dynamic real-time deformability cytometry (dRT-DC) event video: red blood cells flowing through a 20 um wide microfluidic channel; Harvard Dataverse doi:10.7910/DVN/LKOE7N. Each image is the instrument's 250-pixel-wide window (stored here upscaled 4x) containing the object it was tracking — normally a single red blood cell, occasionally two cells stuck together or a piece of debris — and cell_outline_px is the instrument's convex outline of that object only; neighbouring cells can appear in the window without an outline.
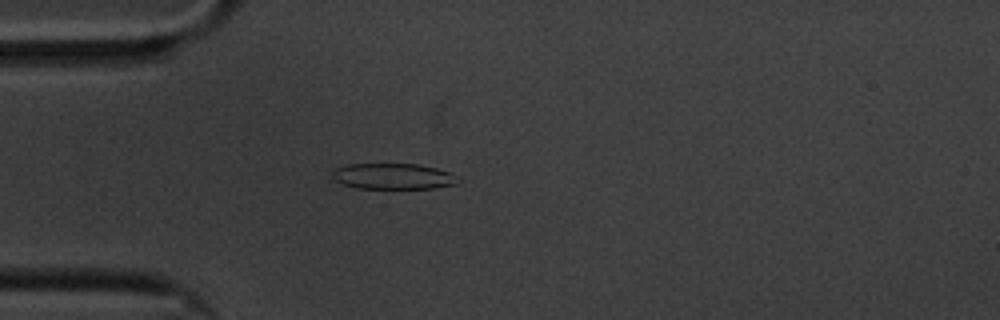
{"species": "common noctule bat (a hibernating species)", "species_latin": "Nyctalus noctula", "temperature_condition": "cold", "stored_images_in_passage": 58, "camera_frame_rate_fps": 3000, "um_per_image_px": 0.085, "animal": {"sex": "male", "body_mass_g": 20.1, "forearm_length_mm": 53.5}, "frame": {"image": 1, "passage_image": 15, "time_ms": 4.667, "image_size_px": [1000, 320], "cell_outline_px": [[460, 180], [456, 184], [432, 188], [356, 188], [344, 184], [336, 180], [332, 176], [332, 168], [348, 164], [420, 164], [436, 168], [460, 176]], "centroid_in_image_um": [33.43, 14.98], "position_along_channel_um": 51.6, "area_um2": 19.02}}
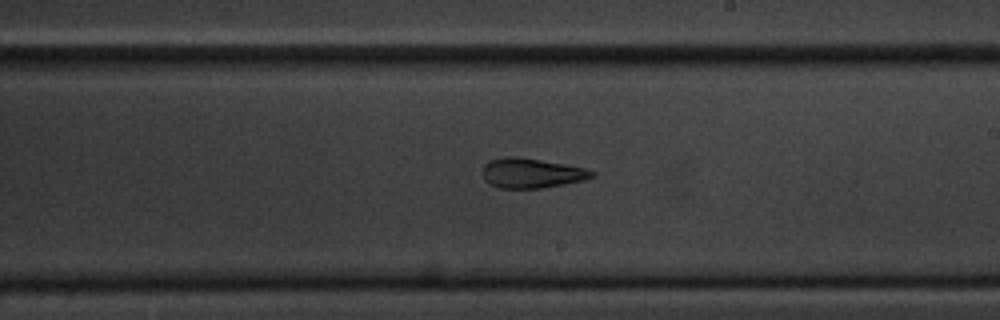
{"frame": {"image": 2, "passage_image": 33, "time_ms": 10.667, "image_size_px": [1000, 320], "cell_outline_px": [[596, 176], [584, 180], [544, 188], [500, 188], [488, 184], [484, 180], [484, 164], [492, 160], [508, 156], [516, 156], [564, 164], [584, 168], [596, 172]], "centroid_in_image_um": [45.2, 14.73], "position_along_channel_um": 243.8, "area_um2": 18.9}}
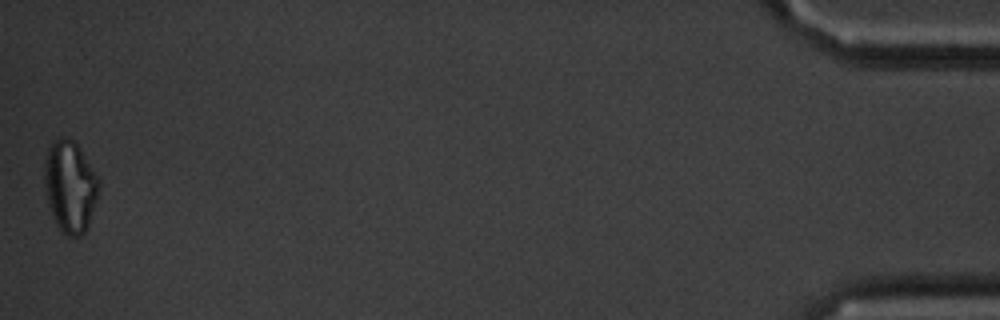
{"frame": {"image": 3, "passage_image": 58, "time_ms": 19.0, "image_size_px": [1000, 320], "cell_outline_px": [[100, 188], [88, 224], [84, 232], [80, 236], [64, 236], [60, 232], [52, 216], [44, 192], [44, 160], [48, 148], [52, 140], [60, 136], [64, 136], [72, 140], [80, 148], [100, 180]], "centroid_in_image_um": [5.92, 15.84], "position_along_channel_um": 429.3, "area_um2": 29.48}, "authors_computed_cell_mechanics": {"area_um2": 19.9988, "velocity_mm_per_s": 3.3495, "shape_relaxation_time_tau1_ms": 5.8587, "shape_relaxation_time_tau2_ms": 4.4179, "deformation_change_tau1": 0.1117, "deformation_change_tau2": 0.1282}}